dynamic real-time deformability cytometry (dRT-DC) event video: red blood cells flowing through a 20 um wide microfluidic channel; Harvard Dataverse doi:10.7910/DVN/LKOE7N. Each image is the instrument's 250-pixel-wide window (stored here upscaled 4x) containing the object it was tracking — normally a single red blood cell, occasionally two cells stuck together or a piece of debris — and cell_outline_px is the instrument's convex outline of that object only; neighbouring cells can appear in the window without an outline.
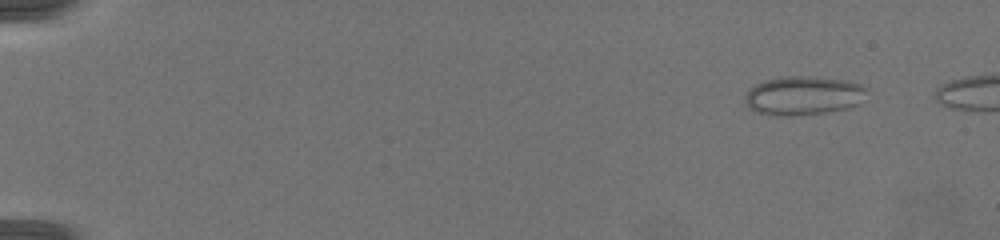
{"species": "common noctule bat (a hibernating species)", "species_latin": "Nyctalus noctula", "temperature_condition": "warm", "stored_images_in_passage": 20, "camera_frame_rate_fps": 3000, "um_per_image_px": 0.085, "animal": {"sex": "female", "body_mass_g": 19.5, "forearm_length_mm": 54.1}, "frame": {"image": 1, "passage_image": 2, "time_ms": 1.0, "image_size_px": [1000, 240], "cell_outline_px": [[868, 88], [856, 104], [844, 108], [824, 112], [792, 116], [776, 116], [756, 112], [748, 108], [744, 100], [748, 92], [756, 84], [768, 80], [788, 76], [808, 76], [848, 80], [864, 84]], "centroid_in_image_um": [68.27, 8.12], "position_along_channel_um": 16.7, "area_um2": 27.28}}
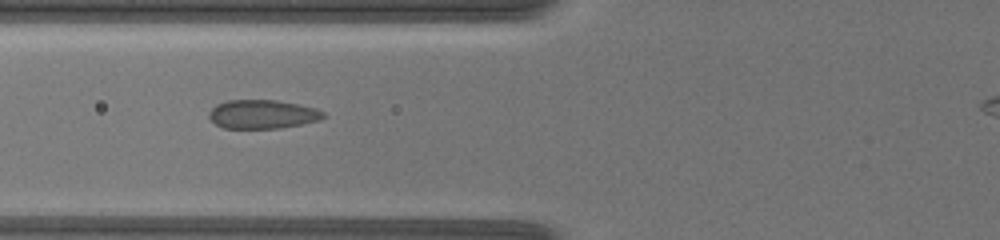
{"frame": {"image": 2, "passage_image": 14, "time_ms": 6.667, "image_size_px": [1000, 240], "cell_outline_px": [[324, 116], [320, 120], [280, 128], [224, 128], [216, 124], [208, 116], [208, 112], [216, 104], [228, 100], [276, 100], [316, 108], [324, 112]], "centroid_in_image_um": [22.28, 9.7], "position_along_channel_um": 103.5, "area_um2": 19.07}}
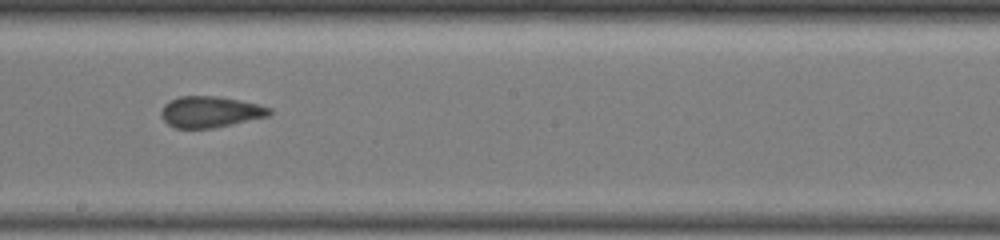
{"frame": {"image": 3, "passage_image": 19, "time_ms": 9.667, "image_size_px": [1000, 240], "cell_outline_px": [[272, 112], [268, 116], [232, 124], [212, 128], [176, 128], [168, 124], [160, 116], [160, 112], [164, 104], [180, 96], [216, 96], [240, 100], [272, 108]], "centroid_in_image_um": [17.86, 9.51], "position_along_channel_um": 230.3, "area_um2": 19.54}}